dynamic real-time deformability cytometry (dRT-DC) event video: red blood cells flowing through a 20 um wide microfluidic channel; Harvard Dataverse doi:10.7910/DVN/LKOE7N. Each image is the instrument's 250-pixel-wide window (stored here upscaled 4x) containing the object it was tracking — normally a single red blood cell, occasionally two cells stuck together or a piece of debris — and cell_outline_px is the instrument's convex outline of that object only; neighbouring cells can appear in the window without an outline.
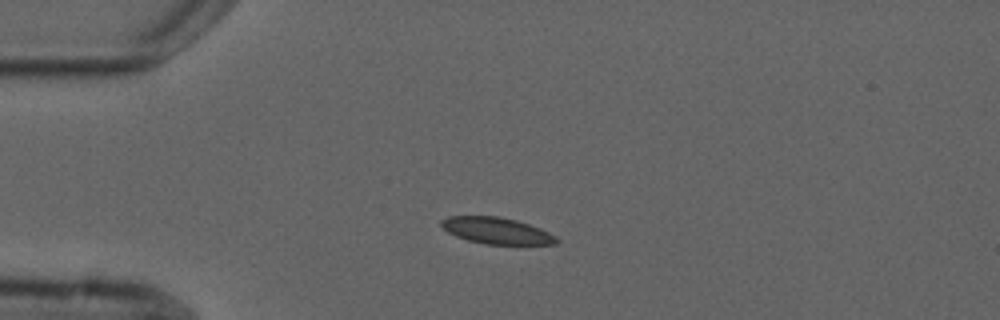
{"species": "common noctule bat (a hibernating species)", "species_latin": "Nyctalus noctula", "temperature_condition": "cold", "stored_images_in_passage": 7, "camera_frame_rate_fps": 3000, "um_per_image_px": 0.085, "animal": {"sex": "male", "forearm_length_mm": 52.5}, "frame": {"image": 1, "passage_image": 2, "time_ms": 1.0, "image_size_px": [1000, 320], "cell_outline_px": [[560, 240], [556, 244], [484, 244], [468, 240], [456, 236], [448, 232], [440, 224], [440, 220], [448, 216], [500, 216], [516, 220], [540, 228], [556, 236]], "centroid_in_image_um": [42.21, 19.6], "position_along_channel_um": 42.8, "area_um2": 17.74}}
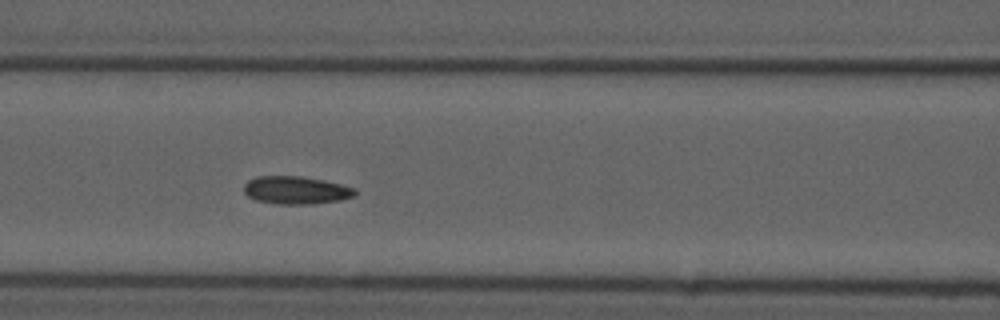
{"frame": {"image": 2, "passage_image": 5, "time_ms": 4.333, "image_size_px": [1000, 320], "cell_outline_px": [[356, 196], [340, 200], [312, 204], [276, 204], [256, 200], [248, 196], [244, 192], [244, 184], [248, 180], [256, 176], [300, 176], [324, 180], [356, 188]], "centroid_in_image_um": [25.16, 16.16], "position_along_channel_um": 141.4, "area_um2": 18.15}}
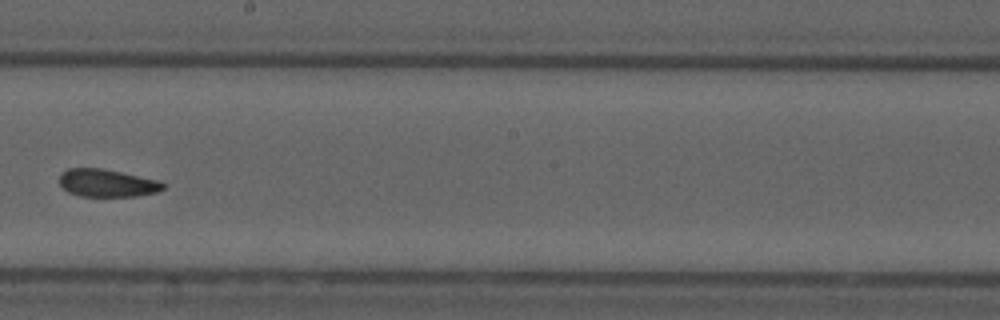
{"frame": {"image": 3, "passage_image": 7, "time_ms": 7.0, "image_size_px": [1000, 320], "cell_outline_px": [[164, 188], [156, 192], [136, 196], [80, 196], [68, 192], [60, 184], [60, 172], [68, 168], [104, 168], [160, 180], [164, 184]], "centroid_in_image_um": [9.1, 15.54], "position_along_channel_um": 239.1, "area_um2": 16.82}}